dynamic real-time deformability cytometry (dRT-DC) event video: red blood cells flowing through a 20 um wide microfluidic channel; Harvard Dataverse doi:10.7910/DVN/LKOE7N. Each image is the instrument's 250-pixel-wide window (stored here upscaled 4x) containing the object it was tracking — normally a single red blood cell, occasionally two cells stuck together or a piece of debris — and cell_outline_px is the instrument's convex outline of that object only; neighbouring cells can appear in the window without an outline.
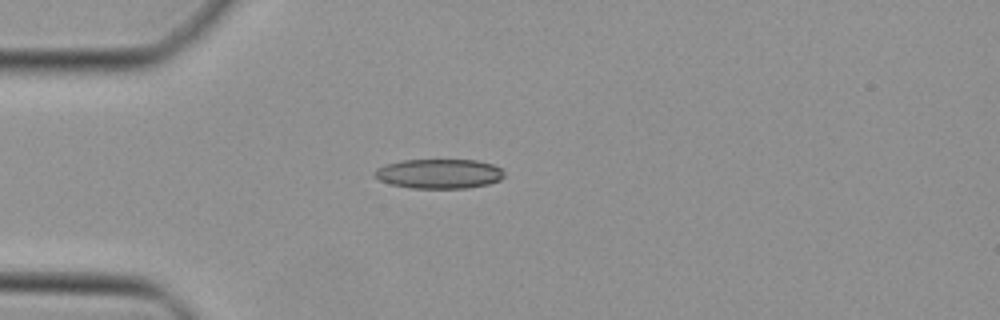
{"species": "Egyptian fruit bat (a non-hibernating species)", "species_latin": "Rousettus aegyptiacus", "temperature_condition": "cold", "stored_images_in_passage": 35, "camera_frame_rate_fps": 3000, "um_per_image_px": 0.085, "animal": {"sex": "female"}, "frame": {"image": 1, "passage_image": 1, "time_ms": 0.0, "image_size_px": [1000, 320], "cell_outline_px": [[504, 176], [500, 180], [488, 184], [468, 188], [408, 188], [392, 184], [380, 180], [372, 176], [372, 172], [376, 168], [388, 164], [404, 160], [476, 160], [492, 164], [500, 168], [504, 172]], "centroid_in_image_um": [37.31, 14.77], "position_along_channel_um": 47.7, "area_um2": 22.37}}
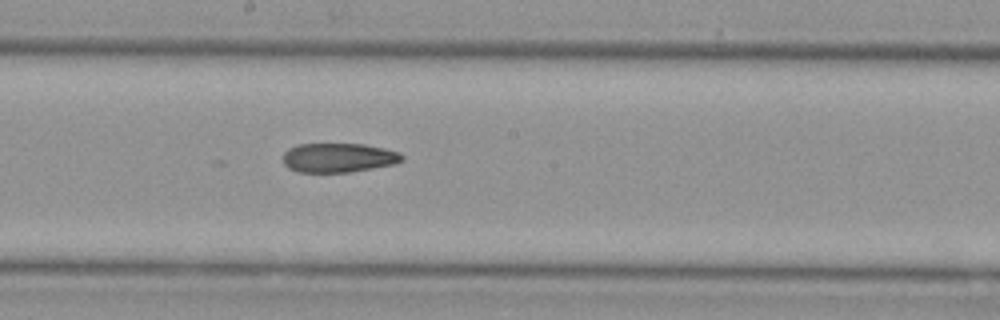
{"frame": {"image": 2, "passage_image": 14, "time_ms": 4.333, "image_size_px": [1000, 320], "cell_outline_px": [[404, 160], [396, 164], [348, 172], [296, 172], [288, 168], [284, 164], [284, 152], [288, 148], [296, 144], [364, 144], [384, 148], [400, 152], [404, 156]], "centroid_in_image_um": [28.78, 13.4], "position_along_channel_um": 219.4, "area_um2": 20.46}}
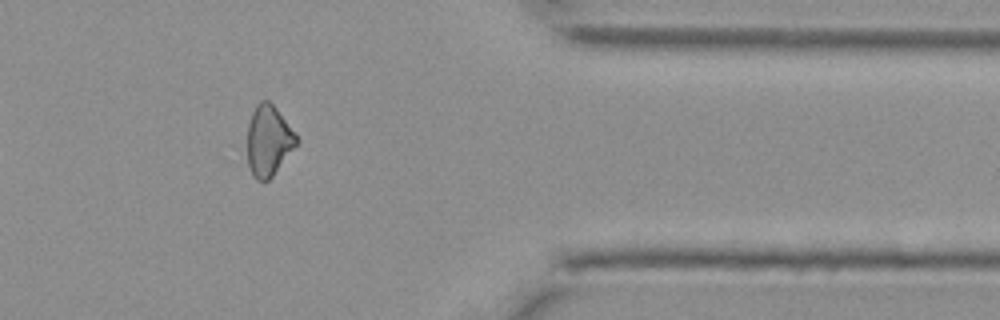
{"frame": {"image": 3, "passage_image": 27, "time_ms": 8.667, "image_size_px": [1000, 320], "cell_outline_px": [[300, 140], [272, 176], [268, 180], [256, 180], [252, 176], [248, 164], [248, 124], [252, 112], [256, 104], [260, 100], [268, 100], [276, 108]], "centroid_in_image_um": [22.81, 11.95], "position_along_channel_um": 388.6, "area_um2": 20.0}}